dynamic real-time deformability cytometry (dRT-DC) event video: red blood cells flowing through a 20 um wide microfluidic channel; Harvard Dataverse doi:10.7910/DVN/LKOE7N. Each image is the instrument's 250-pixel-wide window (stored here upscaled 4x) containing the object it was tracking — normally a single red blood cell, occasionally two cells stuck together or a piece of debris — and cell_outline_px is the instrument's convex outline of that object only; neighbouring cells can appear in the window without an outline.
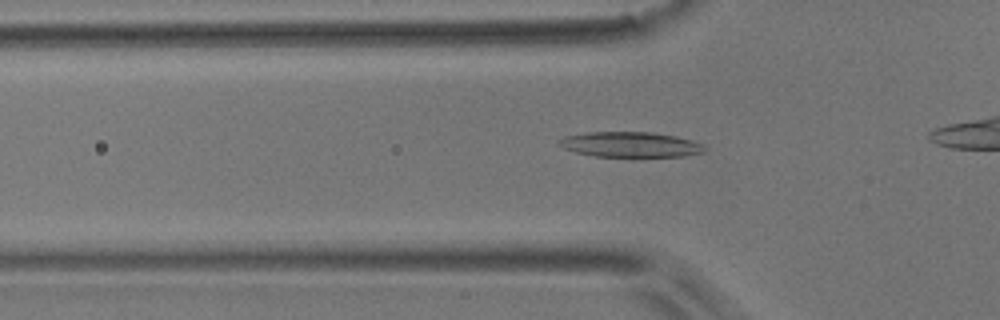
{"species": "common noctule bat (a hibernating species)", "species_latin": "Nyctalus noctula", "temperature_condition": "room temperature", "stored_images_in_passage": 28, "camera_frame_rate_fps": 3000, "um_per_image_px": 0.085, "animal": {"sex": "male", "body_mass_g": 17.9}, "frame": {"image": 1, "passage_image": 3, "time_ms": 0.667, "image_size_px": [1000, 320], "cell_outline_px": [[708, 148], [704, 152], [684, 156], [596, 156], [576, 152], [564, 148], [556, 144], [556, 140], [564, 136], [584, 132], [652, 132], [676, 136], [692, 140], [704, 144]], "centroid_in_image_um": [53.57, 12.27], "position_along_channel_um": 72.2, "area_um2": 21.56}}
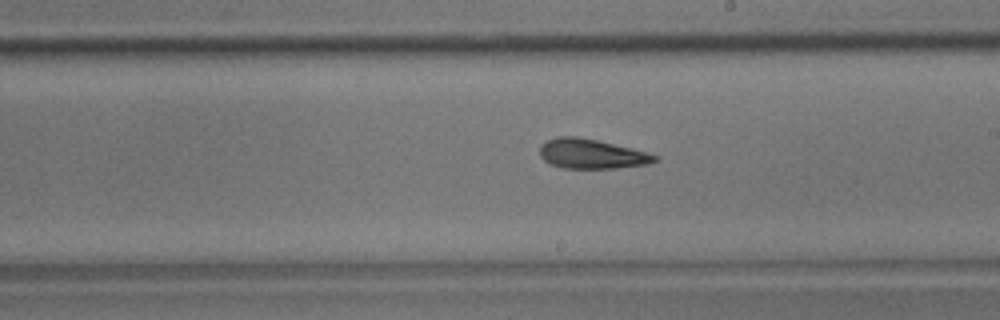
{"frame": {"image": 2, "passage_image": 16, "time_ms": 5.0, "image_size_px": [1000, 320], "cell_outline_px": [[660, 156], [656, 160], [648, 164], [616, 168], [564, 168], [548, 164], [540, 156], [540, 144], [556, 136], [576, 136], [596, 140], [632, 148]], "centroid_in_image_um": [50.25, 13.08], "position_along_channel_um": 238.7, "area_um2": 19.88}}
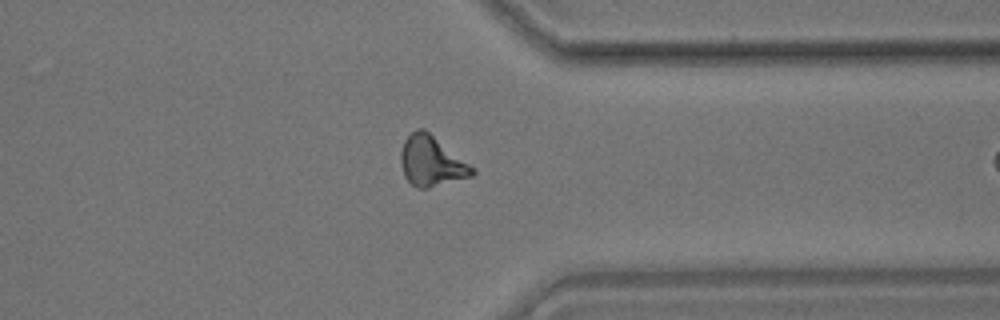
{"frame": {"image": 3, "passage_image": 27, "time_ms": 8.667, "image_size_px": [1000, 320], "cell_outline_px": [[476, 172], [472, 176], [428, 188], [416, 188], [404, 176], [400, 164], [400, 152], [404, 140], [416, 128], [424, 128], [476, 168]], "centroid_in_image_um": [36.67, 13.7], "position_along_channel_um": 374.7, "area_um2": 21.04}}